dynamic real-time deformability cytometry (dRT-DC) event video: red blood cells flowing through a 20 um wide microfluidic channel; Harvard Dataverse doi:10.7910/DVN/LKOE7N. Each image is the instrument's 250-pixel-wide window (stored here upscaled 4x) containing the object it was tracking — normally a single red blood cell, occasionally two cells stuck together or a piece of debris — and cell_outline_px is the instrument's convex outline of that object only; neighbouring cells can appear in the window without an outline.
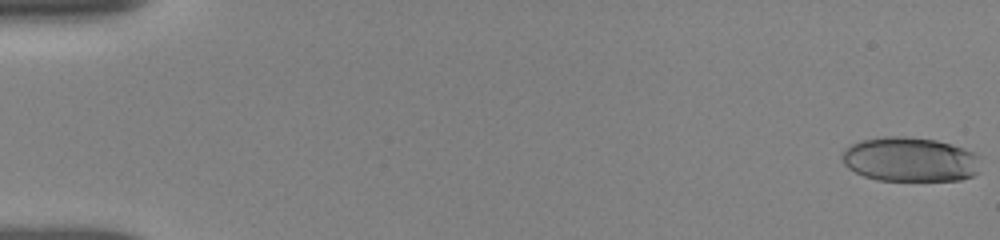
{"species": "human", "species_latin": "Homo sapiens", "temperature_condition": "room temperature", "stored_images_in_passage": 20, "camera_frame_rate_fps": 3000, "um_per_image_px": 0.085, "donor": {"sex": "female"}, "frame": {"image": 1, "passage_image": 1, "time_ms": 0.0, "image_size_px": [1000, 240], "cell_outline_px": [[980, 156], [976, 172], [972, 176], [960, 180], [876, 180], [864, 176], [848, 168], [844, 164], [840, 156], [844, 148], [860, 140], [884, 136], [904, 136], [936, 140], [964, 148]], "centroid_in_image_um": [77.3, 13.54], "position_along_channel_um": 7.7, "area_um2": 35.95}}
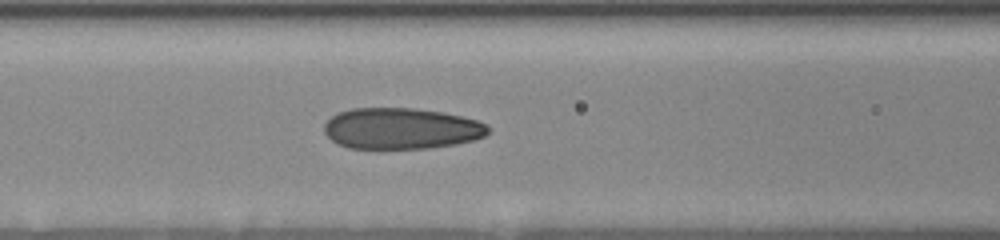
{"frame": {"image": 2, "passage_image": 15, "time_ms": 7.333, "image_size_px": [1000, 240], "cell_outline_px": [[488, 132], [484, 136], [472, 140], [456, 144], [428, 148], [348, 148], [332, 140], [324, 132], [324, 124], [336, 112], [352, 108], [412, 108], [444, 112], [476, 120], [484, 124], [488, 128]], "centroid_in_image_um": [34.07, 10.91], "position_along_channel_um": 132.5, "area_um2": 39.13}}
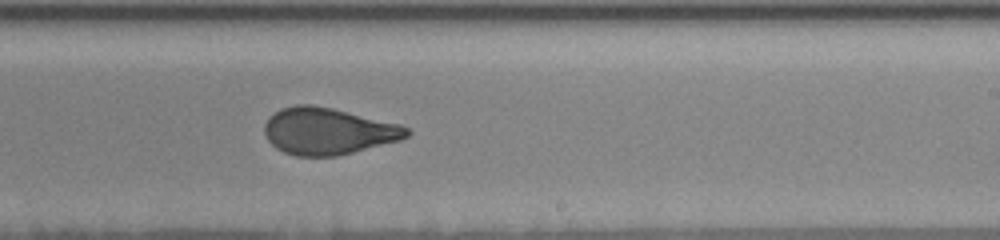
{"frame": {"image": 3, "passage_image": 20, "time_ms": 10.667, "image_size_px": [1000, 240], "cell_outline_px": [[412, 132], [408, 136], [400, 140], [336, 156], [296, 156], [284, 152], [276, 148], [268, 140], [264, 132], [264, 124], [268, 116], [280, 108], [296, 104], [312, 104], [332, 108], [400, 124], [408, 128]], "centroid_in_image_um": [27.85, 11.14], "position_along_channel_um": 261.1, "area_um2": 38.84}}